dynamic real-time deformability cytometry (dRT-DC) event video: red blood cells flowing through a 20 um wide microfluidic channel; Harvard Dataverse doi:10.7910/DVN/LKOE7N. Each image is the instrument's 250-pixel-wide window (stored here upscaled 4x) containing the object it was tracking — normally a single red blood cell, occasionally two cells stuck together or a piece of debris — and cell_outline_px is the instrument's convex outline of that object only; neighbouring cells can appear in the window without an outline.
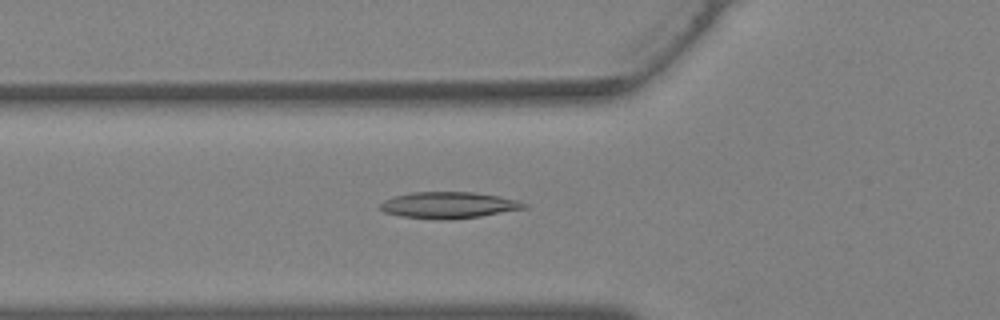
{"species": "Egyptian fruit bat (a non-hibernating species)", "species_latin": "Rousettus aegyptiacus", "temperature_condition": "warm", "stored_images_in_passage": 25, "camera_frame_rate_fps": 3000, "um_per_image_px": 0.085, "animal": {"sex": "female"}, "frame": {"image": 1, "passage_image": 2, "time_ms": 0.333, "image_size_px": [1000, 320], "cell_outline_px": [[528, 208], [480, 216], [452, 220], [440, 220], [400, 216], [384, 212], [380, 208], [380, 204], [384, 200], [392, 196], [412, 192], [476, 192], [500, 196], [520, 200]], "centroid_in_image_um": [38.13, 17.43], "position_along_channel_um": 87.7, "area_um2": 22.37}}
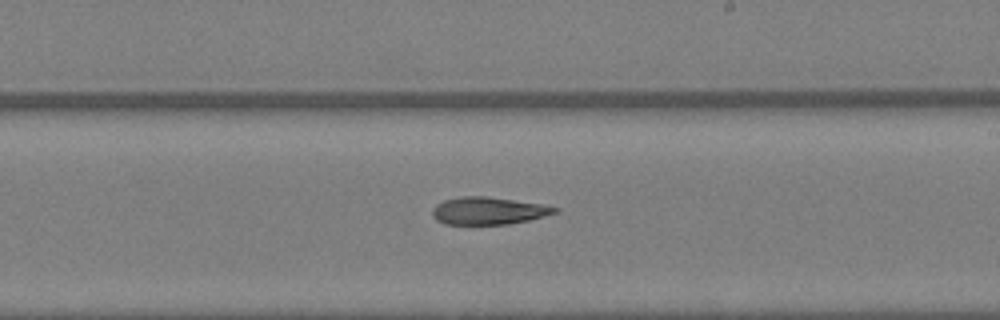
{"frame": {"image": 2, "passage_image": 11, "time_ms": 3.333, "image_size_px": [1000, 320], "cell_outline_px": [[560, 212], [528, 220], [508, 224], [444, 224], [436, 220], [432, 216], [432, 208], [436, 204], [444, 200], [460, 196], [484, 196], [544, 204], [560, 208]], "centroid_in_image_um": [41.52, 17.91], "position_along_channel_um": 247.5, "area_um2": 19.71}}
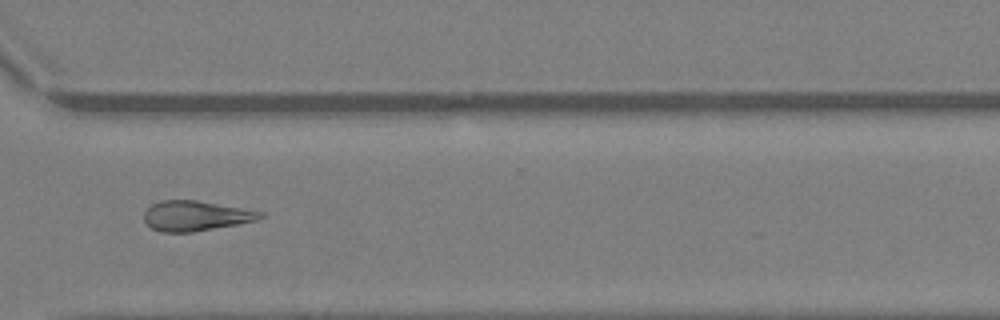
{"frame": {"image": 3, "passage_image": 17, "time_ms": 5.333, "image_size_px": [1000, 320], "cell_outline_px": [[264, 216], [256, 220], [236, 224], [192, 232], [160, 232], [152, 228], [144, 220], [144, 212], [152, 204], [160, 200], [196, 200], [264, 212]], "centroid_in_image_um": [16.6, 18.34], "position_along_channel_um": 354.0, "area_um2": 20.11}}